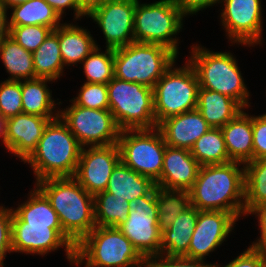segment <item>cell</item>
<instances>
[{"instance_id": "obj_1", "label": "cell", "mask_w": 266, "mask_h": 267, "mask_svg": "<svg viewBox=\"0 0 266 267\" xmlns=\"http://www.w3.org/2000/svg\"><path fill=\"white\" fill-rule=\"evenodd\" d=\"M189 195L191 206L198 210L226 211L239 220L245 216L244 164L231 161L200 166Z\"/></svg>"}, {"instance_id": "obj_2", "label": "cell", "mask_w": 266, "mask_h": 267, "mask_svg": "<svg viewBox=\"0 0 266 267\" xmlns=\"http://www.w3.org/2000/svg\"><path fill=\"white\" fill-rule=\"evenodd\" d=\"M35 183L58 214L63 231L76 244L96 227L94 196L74 177L47 178Z\"/></svg>"}, {"instance_id": "obj_3", "label": "cell", "mask_w": 266, "mask_h": 267, "mask_svg": "<svg viewBox=\"0 0 266 267\" xmlns=\"http://www.w3.org/2000/svg\"><path fill=\"white\" fill-rule=\"evenodd\" d=\"M82 146L60 117L45 127L37 148L24 161L35 173L36 182L47 178L73 177Z\"/></svg>"}, {"instance_id": "obj_4", "label": "cell", "mask_w": 266, "mask_h": 267, "mask_svg": "<svg viewBox=\"0 0 266 267\" xmlns=\"http://www.w3.org/2000/svg\"><path fill=\"white\" fill-rule=\"evenodd\" d=\"M191 47V56L187 60L196 71L199 87L227 95L244 109L250 107V92L233 54L213 52L198 44Z\"/></svg>"}, {"instance_id": "obj_5", "label": "cell", "mask_w": 266, "mask_h": 267, "mask_svg": "<svg viewBox=\"0 0 266 267\" xmlns=\"http://www.w3.org/2000/svg\"><path fill=\"white\" fill-rule=\"evenodd\" d=\"M82 262L85 267H142L147 260L117 227L96 226L76 245L74 264Z\"/></svg>"}, {"instance_id": "obj_6", "label": "cell", "mask_w": 266, "mask_h": 267, "mask_svg": "<svg viewBox=\"0 0 266 267\" xmlns=\"http://www.w3.org/2000/svg\"><path fill=\"white\" fill-rule=\"evenodd\" d=\"M177 58L163 45L133 42L114 49V77L153 89Z\"/></svg>"}, {"instance_id": "obj_7", "label": "cell", "mask_w": 266, "mask_h": 267, "mask_svg": "<svg viewBox=\"0 0 266 267\" xmlns=\"http://www.w3.org/2000/svg\"><path fill=\"white\" fill-rule=\"evenodd\" d=\"M184 16L186 17L174 0L148 4L136 0L134 42L160 44L178 55L179 39L176 35L183 29Z\"/></svg>"}, {"instance_id": "obj_8", "label": "cell", "mask_w": 266, "mask_h": 267, "mask_svg": "<svg viewBox=\"0 0 266 267\" xmlns=\"http://www.w3.org/2000/svg\"><path fill=\"white\" fill-rule=\"evenodd\" d=\"M107 87L109 110L121 130L157 128L152 88L115 77Z\"/></svg>"}, {"instance_id": "obj_9", "label": "cell", "mask_w": 266, "mask_h": 267, "mask_svg": "<svg viewBox=\"0 0 266 267\" xmlns=\"http://www.w3.org/2000/svg\"><path fill=\"white\" fill-rule=\"evenodd\" d=\"M175 62L153 87L155 121L197 108L199 81L193 66L186 61L182 67Z\"/></svg>"}, {"instance_id": "obj_10", "label": "cell", "mask_w": 266, "mask_h": 267, "mask_svg": "<svg viewBox=\"0 0 266 267\" xmlns=\"http://www.w3.org/2000/svg\"><path fill=\"white\" fill-rule=\"evenodd\" d=\"M117 144L125 165L154 183L160 179L166 143L158 128L121 130Z\"/></svg>"}, {"instance_id": "obj_11", "label": "cell", "mask_w": 266, "mask_h": 267, "mask_svg": "<svg viewBox=\"0 0 266 267\" xmlns=\"http://www.w3.org/2000/svg\"><path fill=\"white\" fill-rule=\"evenodd\" d=\"M72 104L59 109V117L82 147L117 144L121 129L109 109H90Z\"/></svg>"}, {"instance_id": "obj_12", "label": "cell", "mask_w": 266, "mask_h": 267, "mask_svg": "<svg viewBox=\"0 0 266 267\" xmlns=\"http://www.w3.org/2000/svg\"><path fill=\"white\" fill-rule=\"evenodd\" d=\"M131 205L127 219L117 228L148 260L161 254L162 232L158 226L155 188L148 195L136 198Z\"/></svg>"}, {"instance_id": "obj_13", "label": "cell", "mask_w": 266, "mask_h": 267, "mask_svg": "<svg viewBox=\"0 0 266 267\" xmlns=\"http://www.w3.org/2000/svg\"><path fill=\"white\" fill-rule=\"evenodd\" d=\"M12 252L45 255L65 248L66 258L75 263L76 243L63 231L61 225H29L12 211Z\"/></svg>"}, {"instance_id": "obj_14", "label": "cell", "mask_w": 266, "mask_h": 267, "mask_svg": "<svg viewBox=\"0 0 266 267\" xmlns=\"http://www.w3.org/2000/svg\"><path fill=\"white\" fill-rule=\"evenodd\" d=\"M221 3L224 9H220V19L227 39L232 44L251 47L262 44L261 0H221Z\"/></svg>"}, {"instance_id": "obj_15", "label": "cell", "mask_w": 266, "mask_h": 267, "mask_svg": "<svg viewBox=\"0 0 266 267\" xmlns=\"http://www.w3.org/2000/svg\"><path fill=\"white\" fill-rule=\"evenodd\" d=\"M119 161L118 144L82 147L73 177L94 196L106 190L112 170Z\"/></svg>"}, {"instance_id": "obj_16", "label": "cell", "mask_w": 266, "mask_h": 267, "mask_svg": "<svg viewBox=\"0 0 266 267\" xmlns=\"http://www.w3.org/2000/svg\"><path fill=\"white\" fill-rule=\"evenodd\" d=\"M136 0H107L88 17L101 28L106 48H119L134 42Z\"/></svg>"}, {"instance_id": "obj_17", "label": "cell", "mask_w": 266, "mask_h": 267, "mask_svg": "<svg viewBox=\"0 0 266 267\" xmlns=\"http://www.w3.org/2000/svg\"><path fill=\"white\" fill-rule=\"evenodd\" d=\"M238 221L226 211L199 210L188 253L191 259L206 260V256L221 246Z\"/></svg>"}, {"instance_id": "obj_18", "label": "cell", "mask_w": 266, "mask_h": 267, "mask_svg": "<svg viewBox=\"0 0 266 267\" xmlns=\"http://www.w3.org/2000/svg\"><path fill=\"white\" fill-rule=\"evenodd\" d=\"M54 119L23 112L6 119V150L25 161L37 148L45 127Z\"/></svg>"}, {"instance_id": "obj_19", "label": "cell", "mask_w": 266, "mask_h": 267, "mask_svg": "<svg viewBox=\"0 0 266 267\" xmlns=\"http://www.w3.org/2000/svg\"><path fill=\"white\" fill-rule=\"evenodd\" d=\"M199 168L200 165L190 150L166 145L161 176L155 185L189 191L197 178Z\"/></svg>"}, {"instance_id": "obj_20", "label": "cell", "mask_w": 266, "mask_h": 267, "mask_svg": "<svg viewBox=\"0 0 266 267\" xmlns=\"http://www.w3.org/2000/svg\"><path fill=\"white\" fill-rule=\"evenodd\" d=\"M157 128L167 146L190 150L194 143L212 127L196 108L164 119Z\"/></svg>"}, {"instance_id": "obj_21", "label": "cell", "mask_w": 266, "mask_h": 267, "mask_svg": "<svg viewBox=\"0 0 266 267\" xmlns=\"http://www.w3.org/2000/svg\"><path fill=\"white\" fill-rule=\"evenodd\" d=\"M221 131L231 161L245 164L253 160L252 115L242 110Z\"/></svg>"}, {"instance_id": "obj_22", "label": "cell", "mask_w": 266, "mask_h": 267, "mask_svg": "<svg viewBox=\"0 0 266 267\" xmlns=\"http://www.w3.org/2000/svg\"><path fill=\"white\" fill-rule=\"evenodd\" d=\"M197 109L213 128H222L245 110L236 100L216 91L198 89Z\"/></svg>"}, {"instance_id": "obj_23", "label": "cell", "mask_w": 266, "mask_h": 267, "mask_svg": "<svg viewBox=\"0 0 266 267\" xmlns=\"http://www.w3.org/2000/svg\"><path fill=\"white\" fill-rule=\"evenodd\" d=\"M58 40L64 66L82 63L99 46L90 31L72 23H63L58 27Z\"/></svg>"}, {"instance_id": "obj_24", "label": "cell", "mask_w": 266, "mask_h": 267, "mask_svg": "<svg viewBox=\"0 0 266 267\" xmlns=\"http://www.w3.org/2000/svg\"><path fill=\"white\" fill-rule=\"evenodd\" d=\"M155 187L150 178L138 174L120 160L112 170L105 191L132 203L136 198L148 195Z\"/></svg>"}, {"instance_id": "obj_25", "label": "cell", "mask_w": 266, "mask_h": 267, "mask_svg": "<svg viewBox=\"0 0 266 267\" xmlns=\"http://www.w3.org/2000/svg\"><path fill=\"white\" fill-rule=\"evenodd\" d=\"M198 213L199 210L196 207L190 206L180 213L168 229L162 231L161 254L185 256L188 253Z\"/></svg>"}, {"instance_id": "obj_26", "label": "cell", "mask_w": 266, "mask_h": 267, "mask_svg": "<svg viewBox=\"0 0 266 267\" xmlns=\"http://www.w3.org/2000/svg\"><path fill=\"white\" fill-rule=\"evenodd\" d=\"M54 82L47 78H36L21 81V95L23 113L42 116L45 118H58L59 110L55 109V100L52 98V91L47 83ZM55 113H54V111ZM57 110V111H56Z\"/></svg>"}, {"instance_id": "obj_27", "label": "cell", "mask_w": 266, "mask_h": 267, "mask_svg": "<svg viewBox=\"0 0 266 267\" xmlns=\"http://www.w3.org/2000/svg\"><path fill=\"white\" fill-rule=\"evenodd\" d=\"M11 10L8 26L41 25L55 30L62 24L61 17L45 0H30Z\"/></svg>"}, {"instance_id": "obj_28", "label": "cell", "mask_w": 266, "mask_h": 267, "mask_svg": "<svg viewBox=\"0 0 266 267\" xmlns=\"http://www.w3.org/2000/svg\"><path fill=\"white\" fill-rule=\"evenodd\" d=\"M32 56L36 78H47L53 81L60 79L65 66L60 52L58 28L49 34Z\"/></svg>"}, {"instance_id": "obj_29", "label": "cell", "mask_w": 266, "mask_h": 267, "mask_svg": "<svg viewBox=\"0 0 266 267\" xmlns=\"http://www.w3.org/2000/svg\"><path fill=\"white\" fill-rule=\"evenodd\" d=\"M0 58L10 77L6 80L36 79L32 53L25 50L9 35L0 43Z\"/></svg>"}, {"instance_id": "obj_30", "label": "cell", "mask_w": 266, "mask_h": 267, "mask_svg": "<svg viewBox=\"0 0 266 267\" xmlns=\"http://www.w3.org/2000/svg\"><path fill=\"white\" fill-rule=\"evenodd\" d=\"M158 211V226L162 231L168 229L180 213L191 206L189 191L155 187Z\"/></svg>"}, {"instance_id": "obj_31", "label": "cell", "mask_w": 266, "mask_h": 267, "mask_svg": "<svg viewBox=\"0 0 266 267\" xmlns=\"http://www.w3.org/2000/svg\"><path fill=\"white\" fill-rule=\"evenodd\" d=\"M28 200L12 211L29 225H61L58 214L46 196L35 186Z\"/></svg>"}, {"instance_id": "obj_32", "label": "cell", "mask_w": 266, "mask_h": 267, "mask_svg": "<svg viewBox=\"0 0 266 267\" xmlns=\"http://www.w3.org/2000/svg\"><path fill=\"white\" fill-rule=\"evenodd\" d=\"M190 153L200 166L231 162L221 128H210L194 143Z\"/></svg>"}, {"instance_id": "obj_33", "label": "cell", "mask_w": 266, "mask_h": 267, "mask_svg": "<svg viewBox=\"0 0 266 267\" xmlns=\"http://www.w3.org/2000/svg\"><path fill=\"white\" fill-rule=\"evenodd\" d=\"M132 205L127 200L106 191L94 195L96 226L117 227L127 219Z\"/></svg>"}, {"instance_id": "obj_34", "label": "cell", "mask_w": 266, "mask_h": 267, "mask_svg": "<svg viewBox=\"0 0 266 267\" xmlns=\"http://www.w3.org/2000/svg\"><path fill=\"white\" fill-rule=\"evenodd\" d=\"M245 215L256 205L266 201V158L244 164Z\"/></svg>"}, {"instance_id": "obj_35", "label": "cell", "mask_w": 266, "mask_h": 267, "mask_svg": "<svg viewBox=\"0 0 266 267\" xmlns=\"http://www.w3.org/2000/svg\"><path fill=\"white\" fill-rule=\"evenodd\" d=\"M87 83L108 84L114 77V49L98 46L82 61Z\"/></svg>"}, {"instance_id": "obj_36", "label": "cell", "mask_w": 266, "mask_h": 267, "mask_svg": "<svg viewBox=\"0 0 266 267\" xmlns=\"http://www.w3.org/2000/svg\"><path fill=\"white\" fill-rule=\"evenodd\" d=\"M52 31V28L41 25L9 26V36L31 53L38 49Z\"/></svg>"}, {"instance_id": "obj_37", "label": "cell", "mask_w": 266, "mask_h": 267, "mask_svg": "<svg viewBox=\"0 0 266 267\" xmlns=\"http://www.w3.org/2000/svg\"><path fill=\"white\" fill-rule=\"evenodd\" d=\"M76 105L90 109H109L107 84L83 83L77 97L71 99Z\"/></svg>"}, {"instance_id": "obj_38", "label": "cell", "mask_w": 266, "mask_h": 267, "mask_svg": "<svg viewBox=\"0 0 266 267\" xmlns=\"http://www.w3.org/2000/svg\"><path fill=\"white\" fill-rule=\"evenodd\" d=\"M22 112L21 81H2L0 83V113L5 119H9Z\"/></svg>"}, {"instance_id": "obj_39", "label": "cell", "mask_w": 266, "mask_h": 267, "mask_svg": "<svg viewBox=\"0 0 266 267\" xmlns=\"http://www.w3.org/2000/svg\"><path fill=\"white\" fill-rule=\"evenodd\" d=\"M151 267H214L215 264L206 263L204 260L191 259L184 256H167L159 254L147 260Z\"/></svg>"}, {"instance_id": "obj_40", "label": "cell", "mask_w": 266, "mask_h": 267, "mask_svg": "<svg viewBox=\"0 0 266 267\" xmlns=\"http://www.w3.org/2000/svg\"><path fill=\"white\" fill-rule=\"evenodd\" d=\"M12 208L0 209V265L4 266L7 253L12 252Z\"/></svg>"}, {"instance_id": "obj_41", "label": "cell", "mask_w": 266, "mask_h": 267, "mask_svg": "<svg viewBox=\"0 0 266 267\" xmlns=\"http://www.w3.org/2000/svg\"><path fill=\"white\" fill-rule=\"evenodd\" d=\"M253 160L266 158V113L252 116Z\"/></svg>"}, {"instance_id": "obj_42", "label": "cell", "mask_w": 266, "mask_h": 267, "mask_svg": "<svg viewBox=\"0 0 266 267\" xmlns=\"http://www.w3.org/2000/svg\"><path fill=\"white\" fill-rule=\"evenodd\" d=\"M266 260V251L257 250L248 247L239 256L222 267H262L263 262ZM214 267H220L219 264L214 263Z\"/></svg>"}, {"instance_id": "obj_43", "label": "cell", "mask_w": 266, "mask_h": 267, "mask_svg": "<svg viewBox=\"0 0 266 267\" xmlns=\"http://www.w3.org/2000/svg\"><path fill=\"white\" fill-rule=\"evenodd\" d=\"M254 215L258 217L259 228L261 232L260 238L252 243L249 247L257 249V250H265L266 251V201L254 206L247 215Z\"/></svg>"}, {"instance_id": "obj_44", "label": "cell", "mask_w": 266, "mask_h": 267, "mask_svg": "<svg viewBox=\"0 0 266 267\" xmlns=\"http://www.w3.org/2000/svg\"><path fill=\"white\" fill-rule=\"evenodd\" d=\"M178 8L187 16L198 13L207 7L219 4L221 0H174Z\"/></svg>"}, {"instance_id": "obj_45", "label": "cell", "mask_w": 266, "mask_h": 267, "mask_svg": "<svg viewBox=\"0 0 266 267\" xmlns=\"http://www.w3.org/2000/svg\"><path fill=\"white\" fill-rule=\"evenodd\" d=\"M56 12L57 14L63 18V14L66 9L74 10V18L80 19L85 17V15L79 10L78 4L76 0H45Z\"/></svg>"}, {"instance_id": "obj_46", "label": "cell", "mask_w": 266, "mask_h": 267, "mask_svg": "<svg viewBox=\"0 0 266 267\" xmlns=\"http://www.w3.org/2000/svg\"><path fill=\"white\" fill-rule=\"evenodd\" d=\"M79 10L88 17L95 9L102 6L107 0H76Z\"/></svg>"}, {"instance_id": "obj_47", "label": "cell", "mask_w": 266, "mask_h": 267, "mask_svg": "<svg viewBox=\"0 0 266 267\" xmlns=\"http://www.w3.org/2000/svg\"><path fill=\"white\" fill-rule=\"evenodd\" d=\"M7 9L0 2V43L9 35Z\"/></svg>"}, {"instance_id": "obj_48", "label": "cell", "mask_w": 266, "mask_h": 267, "mask_svg": "<svg viewBox=\"0 0 266 267\" xmlns=\"http://www.w3.org/2000/svg\"><path fill=\"white\" fill-rule=\"evenodd\" d=\"M0 139L2 140L6 148V119L1 113H0Z\"/></svg>"}, {"instance_id": "obj_49", "label": "cell", "mask_w": 266, "mask_h": 267, "mask_svg": "<svg viewBox=\"0 0 266 267\" xmlns=\"http://www.w3.org/2000/svg\"><path fill=\"white\" fill-rule=\"evenodd\" d=\"M30 0H0V2L5 6V8L10 10L11 8L21 5Z\"/></svg>"}, {"instance_id": "obj_50", "label": "cell", "mask_w": 266, "mask_h": 267, "mask_svg": "<svg viewBox=\"0 0 266 267\" xmlns=\"http://www.w3.org/2000/svg\"><path fill=\"white\" fill-rule=\"evenodd\" d=\"M262 267H266V260L263 262Z\"/></svg>"}, {"instance_id": "obj_51", "label": "cell", "mask_w": 266, "mask_h": 267, "mask_svg": "<svg viewBox=\"0 0 266 267\" xmlns=\"http://www.w3.org/2000/svg\"><path fill=\"white\" fill-rule=\"evenodd\" d=\"M142 267H151L148 263H146L144 266Z\"/></svg>"}]
</instances>
